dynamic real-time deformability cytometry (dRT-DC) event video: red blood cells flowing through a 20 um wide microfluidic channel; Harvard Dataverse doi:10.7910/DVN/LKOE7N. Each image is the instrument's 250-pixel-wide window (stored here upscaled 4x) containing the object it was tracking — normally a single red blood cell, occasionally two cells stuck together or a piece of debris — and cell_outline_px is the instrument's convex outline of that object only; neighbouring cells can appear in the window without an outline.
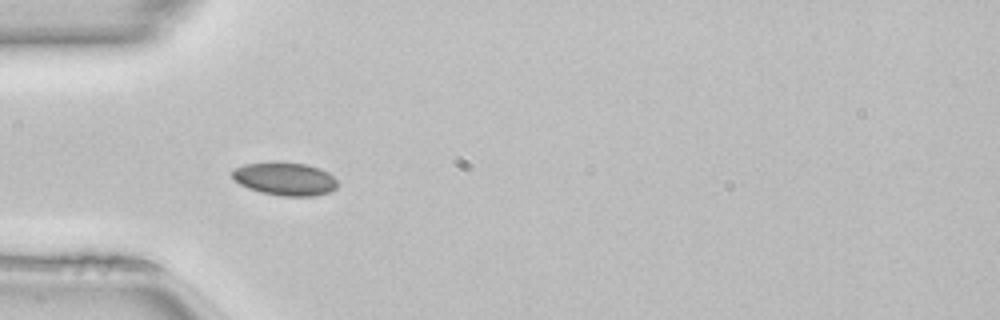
{"species": "common noctule bat (a hibernating species)", "species_latin": "Nyctalus noctula", "temperature_condition": "room temperature", "stored_images_in_passage": 7, "camera_frame_rate_fps": 3000, "um_per_image_px": 0.085, "animal": {"sex": "female", "body_mass_g": 22.7, "forearm_length_mm": 54.2}, "frame": {"image": 1, "passage_image": 4, "time_ms": 1.0, "image_size_px": [1000, 320], "cell_outline_px": [[340, 184], [336, 188], [328, 192], [316, 196], [280, 196], [260, 192], [248, 188], [240, 184], [232, 176], [232, 172], [236, 168], [244, 164], [272, 160], [280, 160], [308, 164], [320, 168], [328, 172]], "centroid_in_image_um": [24.24, 15.17], "position_along_channel_um": 60.8, "area_um2": 20.87}}